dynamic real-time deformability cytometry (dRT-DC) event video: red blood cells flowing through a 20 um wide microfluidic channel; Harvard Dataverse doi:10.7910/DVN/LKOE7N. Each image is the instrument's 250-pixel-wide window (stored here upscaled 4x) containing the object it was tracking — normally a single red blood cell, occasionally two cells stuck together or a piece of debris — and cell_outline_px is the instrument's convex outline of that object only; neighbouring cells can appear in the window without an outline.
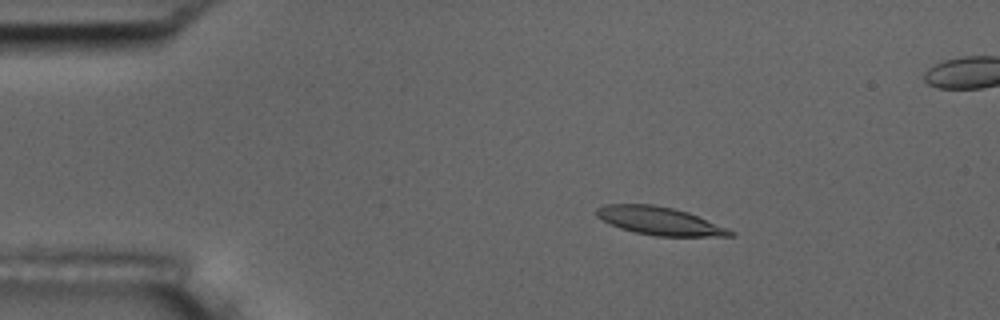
{"species": "common noctule bat (a hibernating species)", "species_latin": "Nyctalus noctula", "temperature_condition": "room temperature", "stored_images_in_passage": 5, "camera_frame_rate_fps": 3000, "um_per_image_px": 0.085, "animal": {"sex": "male", "body_mass_g": 17.5, "forearm_length_mm": 52.3}, "frame": {"image": 1, "passage_image": 2, "time_ms": 1.333, "image_size_px": [1000, 320], "cell_outline_px": [[736, 236], [656, 236], [636, 232], [620, 228], [596, 216], [596, 208], [604, 204], [652, 204], [672, 208], [688, 212], [728, 228], [736, 232]], "centroid_in_image_um": [56.09, 18.78], "position_along_channel_um": 28.9, "area_um2": 21.73}}